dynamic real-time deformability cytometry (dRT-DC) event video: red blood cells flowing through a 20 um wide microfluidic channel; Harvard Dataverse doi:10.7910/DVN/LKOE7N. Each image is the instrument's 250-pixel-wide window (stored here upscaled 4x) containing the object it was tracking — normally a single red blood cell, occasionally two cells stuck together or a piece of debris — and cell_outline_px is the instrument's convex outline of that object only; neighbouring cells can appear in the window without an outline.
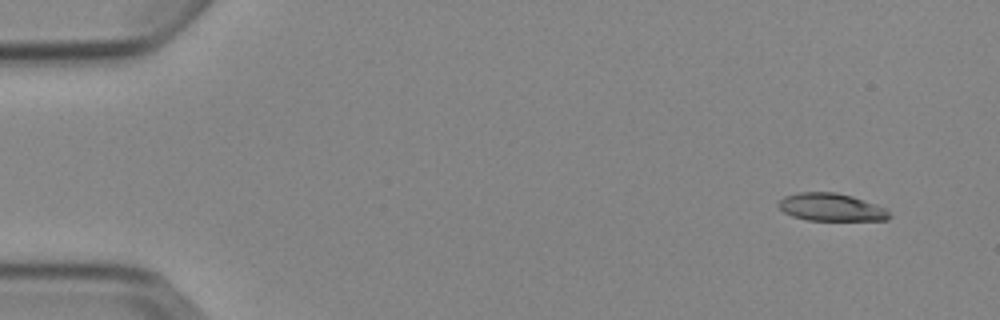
{"species": "Egyptian fruit bat (a non-hibernating species)", "species_latin": "Rousettus aegyptiacus", "temperature_condition": "cold", "stored_images_in_passage": 5, "camera_frame_rate_fps": 3000, "um_per_image_px": 0.085, "animal": {"sex": "female"}, "frame": {"image": 1, "passage_image": 1, "time_ms": 0.0, "image_size_px": [1000, 320], "cell_outline_px": [[892, 216], [888, 220], [808, 220], [792, 216], [784, 212], [776, 204], [784, 196], [800, 192], [836, 192], [852, 196], [876, 204], [884, 208]], "centroid_in_image_um": [70.64, 17.61], "position_along_channel_um": 14.4, "area_um2": 17.86}}
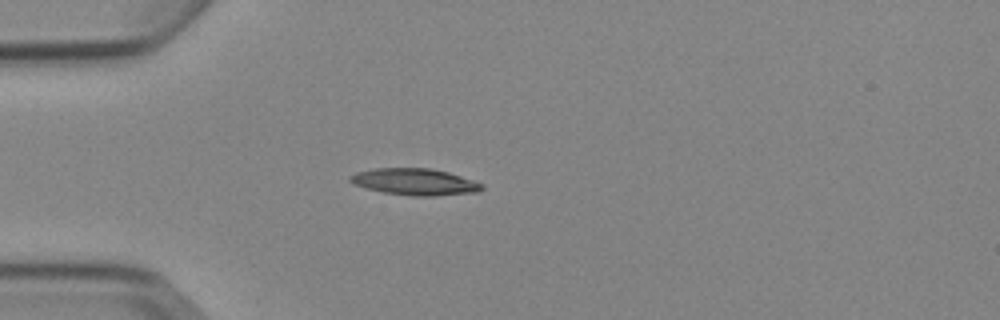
{"frame": {"image": 2, "passage_image": 4, "time_ms": 3.667, "image_size_px": [1000, 320], "cell_outline_px": [[484, 188], [476, 192], [432, 196], [416, 196], [384, 192], [368, 188], [356, 184], [348, 180], [348, 176], [356, 172], [372, 168], [432, 168], [448, 172], [484, 184]], "centroid_in_image_um": [35.26, 15.44], "position_along_channel_um": 49.7, "area_um2": 20.29}}